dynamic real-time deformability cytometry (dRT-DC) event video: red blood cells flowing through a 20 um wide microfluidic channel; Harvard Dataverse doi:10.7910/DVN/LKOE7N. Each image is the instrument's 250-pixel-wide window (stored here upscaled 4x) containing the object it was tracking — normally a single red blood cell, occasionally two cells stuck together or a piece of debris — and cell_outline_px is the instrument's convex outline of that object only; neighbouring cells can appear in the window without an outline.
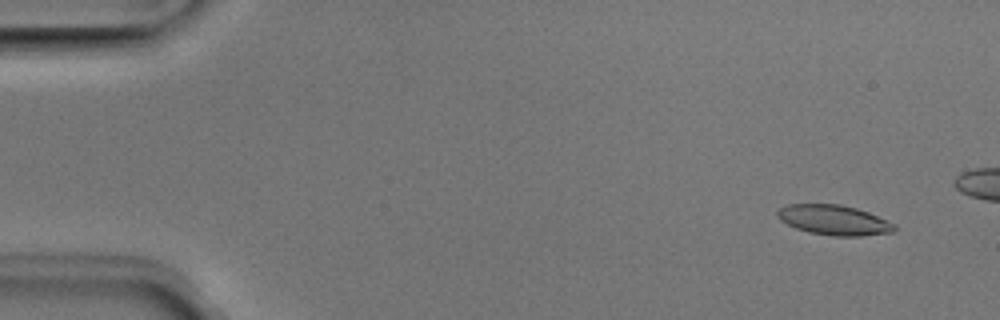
{"species": "Egyptian fruit bat (a non-hibernating species)", "species_latin": "Rousettus aegyptiacus", "temperature_condition": "room temperature", "stored_images_in_passage": 15, "camera_frame_rate_fps": 3000, "um_per_image_px": 0.085, "animal": {"sex": "male"}, "frame": {"image": 1, "passage_image": 3, "time_ms": 0.667, "image_size_px": [1000, 320], "cell_outline_px": [[896, 228], [892, 232], [860, 236], [832, 236], [808, 232], [796, 228], [780, 220], [776, 216], [776, 212], [780, 208], [788, 204], [840, 204], [856, 208], [868, 212], [896, 224]], "centroid_in_image_um": [70.87, 18.7], "position_along_channel_um": 14.1, "area_um2": 20.46}}